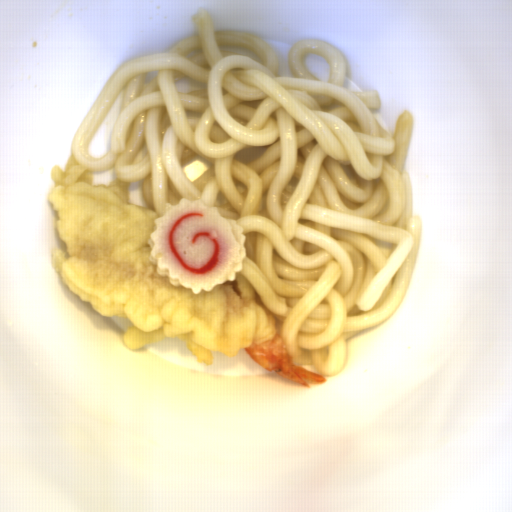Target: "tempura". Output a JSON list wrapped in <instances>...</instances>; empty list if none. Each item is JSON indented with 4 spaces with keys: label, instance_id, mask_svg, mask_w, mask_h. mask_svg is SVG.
<instances>
[{
    "label": "tempura",
    "instance_id": "tempura-1",
    "mask_svg": "<svg viewBox=\"0 0 512 512\" xmlns=\"http://www.w3.org/2000/svg\"><path fill=\"white\" fill-rule=\"evenodd\" d=\"M47 201L57 211L55 233L66 245L54 247L51 263L61 282L81 302L105 317H127V349L166 337L185 340L196 362L213 364L212 352L227 357L245 350L255 363L306 387L326 382L319 373L295 363L276 319L240 272L211 292L174 286L150 262L148 238L157 214L128 203L131 181L117 177L94 185V172L71 154L64 171L51 170Z\"/></svg>",
    "mask_w": 512,
    "mask_h": 512
}]
</instances>
